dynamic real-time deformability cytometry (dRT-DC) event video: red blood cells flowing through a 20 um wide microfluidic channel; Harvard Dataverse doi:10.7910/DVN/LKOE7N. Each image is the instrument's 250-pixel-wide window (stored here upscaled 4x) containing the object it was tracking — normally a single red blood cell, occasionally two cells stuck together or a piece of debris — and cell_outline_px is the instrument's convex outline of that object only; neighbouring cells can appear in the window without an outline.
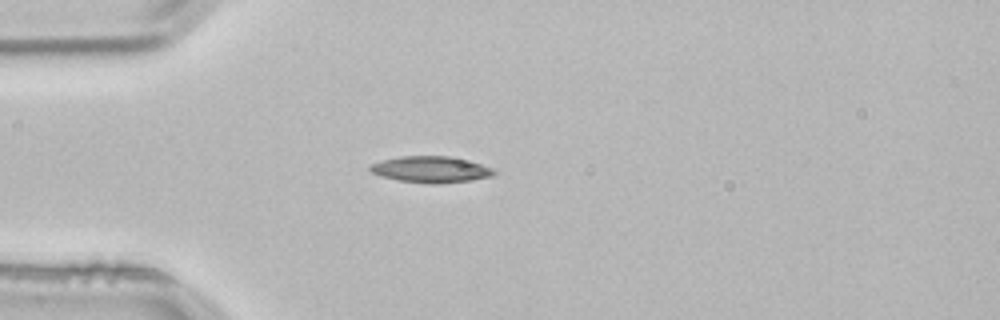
{"species": "common noctule bat (a hibernating species)", "species_latin": "Nyctalus noctula", "temperature_condition": "room temperature", "stored_images_in_passage": 1, "camera_frame_rate_fps": 3000, "um_per_image_px": 0.085, "animal": {"sex": "male", "body_mass_g": 21.5, "forearm_length_mm": 52.0}, "frame": {"image": 1, "passage_image": 1, "time_ms": 0.0, "image_size_px": [1000, 320], "cell_outline_px": [[496, 172], [492, 176], [472, 180], [440, 184], [432, 184], [396, 180], [380, 176], [372, 172], [368, 168], [368, 164], [400, 156], [448, 156], [480, 164], [492, 168]], "centroid_in_image_um": [36.58, 14.41], "position_along_channel_um": 48.4, "area_um2": 18.96}}